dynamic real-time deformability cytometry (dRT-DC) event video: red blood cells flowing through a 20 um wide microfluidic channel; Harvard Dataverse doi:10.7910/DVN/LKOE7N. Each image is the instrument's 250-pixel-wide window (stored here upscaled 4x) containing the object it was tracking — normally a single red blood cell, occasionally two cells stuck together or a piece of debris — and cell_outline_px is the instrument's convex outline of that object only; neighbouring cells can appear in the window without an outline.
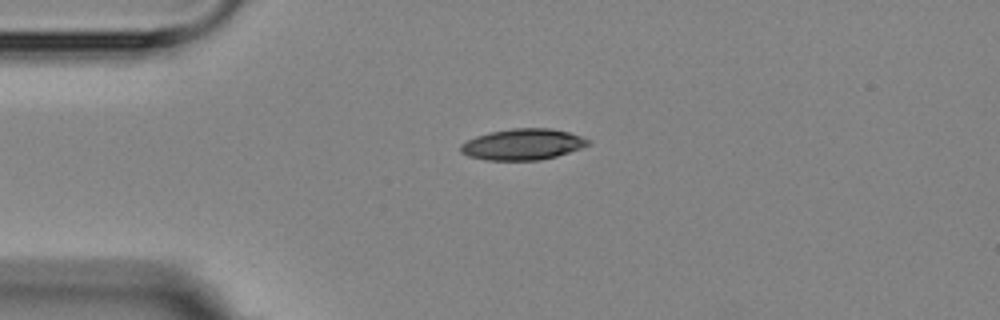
{"species": "Egyptian fruit bat (a non-hibernating species)", "species_latin": "Rousettus aegyptiacus", "temperature_condition": "room temperature", "stored_images_in_passage": 4, "camera_frame_rate_fps": 3000, "um_per_image_px": 0.085, "animal": {"sex": "female"}, "frame": {"image": 1, "passage_image": 3, "time_ms": 2.333, "image_size_px": [1000, 320], "cell_outline_px": [[592, 140], [588, 144], [580, 148], [556, 156], [540, 160], [488, 160], [468, 156], [460, 152], [460, 144], [476, 136], [488, 132], [512, 128], [552, 128], [568, 132]], "centroid_in_image_um": [44.41, 12.26], "position_along_channel_um": 40.6, "area_um2": 23.06}}